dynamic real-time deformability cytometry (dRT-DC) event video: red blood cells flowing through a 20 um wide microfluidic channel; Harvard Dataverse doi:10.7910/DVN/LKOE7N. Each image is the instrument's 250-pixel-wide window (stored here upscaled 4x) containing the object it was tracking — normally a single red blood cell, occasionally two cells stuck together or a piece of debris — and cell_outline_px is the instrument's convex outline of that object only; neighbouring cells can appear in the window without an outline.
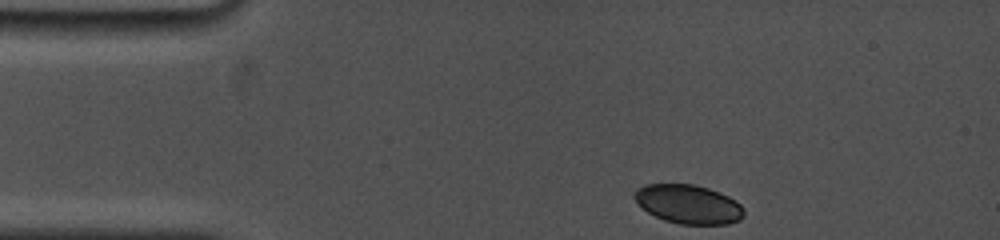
{"species": "common noctule bat (a hibernating species)", "species_latin": "Nyctalus noctula", "temperature_condition": "cold", "stored_images_in_passage": 5, "camera_frame_rate_fps": 5000, "um_per_image_px": 0.085, "animal": {"sex": "female", "body_mass_g": 19.0, "forearm_length_mm": 53.3}, "frame": {"image": 1, "passage_image": 1, "time_ms": 0.0, "image_size_px": [1000, 240], "cell_outline_px": [[744, 216], [740, 220], [728, 224], [680, 224], [664, 220], [648, 212], [632, 196], [636, 188], [644, 184], [692, 184], [708, 188], [728, 196], [736, 200], [744, 208]], "centroid_in_image_um": [58.52, 17.35], "position_along_channel_um": 26.5, "area_um2": 24.85}}
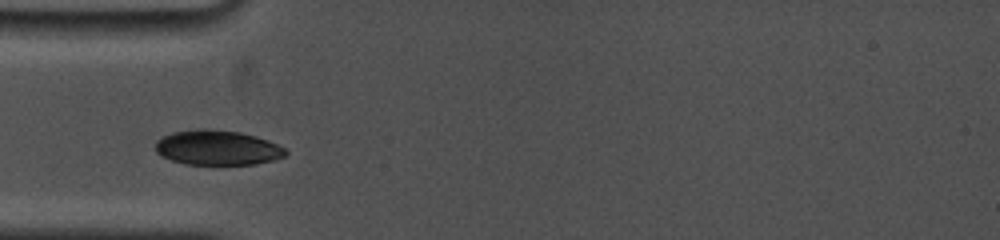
{"frame": {"image": 2, "passage_image": 4, "time_ms": 2.6, "image_size_px": [1000, 240], "cell_outline_px": [[288, 152], [284, 156], [272, 160], [252, 164], [184, 164], [160, 156], [156, 152], [156, 140], [172, 132], [200, 128], [208, 128], [240, 132], [256, 136], [268, 140], [284, 148]], "centroid_in_image_um": [18.44, 12.54], "position_along_channel_um": 66.6, "area_um2": 26.41}}